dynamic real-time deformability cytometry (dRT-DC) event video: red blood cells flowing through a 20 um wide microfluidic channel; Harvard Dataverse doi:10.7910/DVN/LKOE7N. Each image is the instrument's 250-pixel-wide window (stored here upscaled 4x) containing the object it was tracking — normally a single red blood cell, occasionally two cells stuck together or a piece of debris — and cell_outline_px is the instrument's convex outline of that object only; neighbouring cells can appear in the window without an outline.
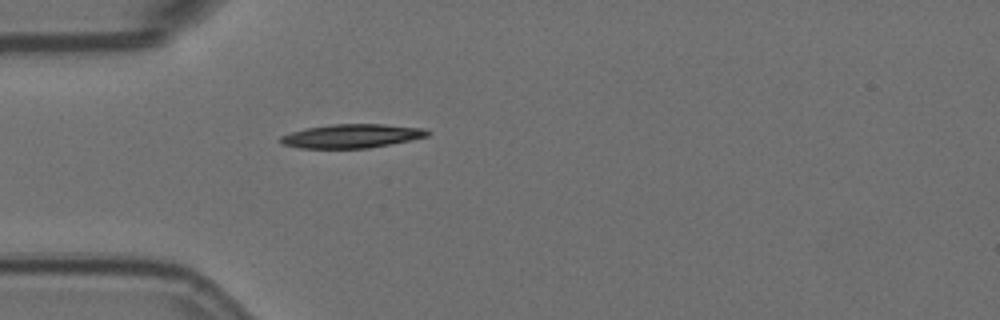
{"species": "Egyptian fruit bat (a non-hibernating species)", "species_latin": "Rousettus aegyptiacus", "temperature_condition": "room temperature", "stored_images_in_passage": 3, "camera_frame_rate_fps": 3000, "um_per_image_px": 0.085, "animal": {"sex": "female"}, "frame": {"image": 1, "passage_image": 3, "time_ms": 0.667, "image_size_px": [1000, 320], "cell_outline_px": [[428, 136], [412, 140], [368, 148], [300, 148], [284, 144], [280, 140], [280, 136], [304, 128], [332, 124], [384, 124], [424, 128], [428, 132]], "centroid_in_image_um": [29.9, 11.55], "position_along_channel_um": 55.1, "area_um2": 20.29}}